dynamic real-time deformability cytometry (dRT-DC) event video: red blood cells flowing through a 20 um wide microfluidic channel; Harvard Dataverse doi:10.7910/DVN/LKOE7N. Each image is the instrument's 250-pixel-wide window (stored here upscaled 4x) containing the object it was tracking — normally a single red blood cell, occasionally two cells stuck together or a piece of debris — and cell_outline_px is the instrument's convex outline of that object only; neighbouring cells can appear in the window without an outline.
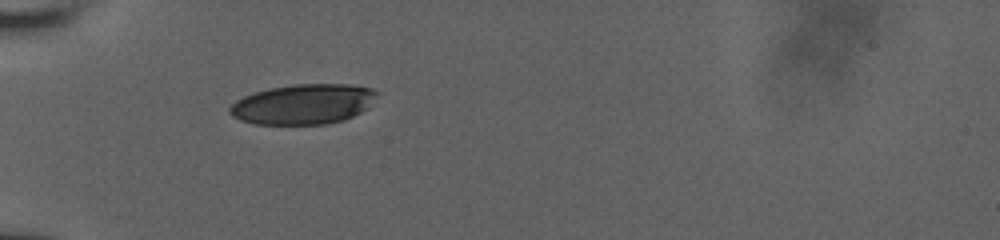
{"species": "human", "species_latin": "Homo sapiens", "temperature_condition": "room temperature", "stored_images_in_passage": 13, "camera_frame_rate_fps": 3000, "um_per_image_px": 0.085, "donor": {"sex": "male"}, "frame": {"image": 1, "passage_image": 1, "time_ms": 0.0, "image_size_px": [1000, 240], "cell_outline_px": [[380, 92], [368, 108], [344, 120], [324, 124], [256, 124], [240, 120], [232, 116], [228, 112], [228, 108], [236, 100], [252, 92], [268, 88], [292, 84], [352, 84], [372, 88]], "centroid_in_image_um": [25.78, 8.84], "position_along_channel_um": 59.2, "area_um2": 34.74}}
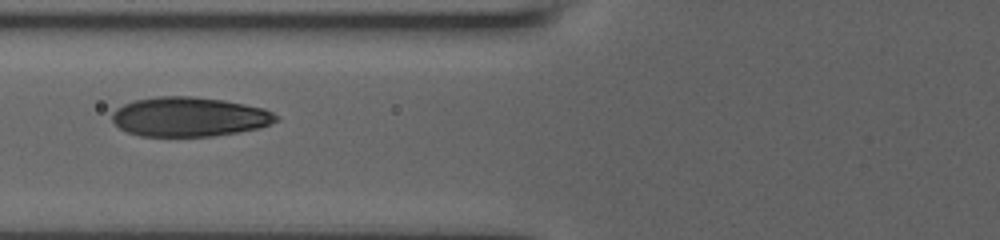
{"frame": {"image": 2, "passage_image": 8, "time_ms": 1.667, "image_size_px": [1000, 240], "cell_outline_px": [[280, 120], [256, 128], [236, 132], [212, 136], [140, 136], [128, 132], [120, 128], [112, 120], [112, 112], [116, 108], [124, 104], [136, 100], [156, 96], [192, 96], [224, 100], [264, 108], [280, 116]], "centroid_in_image_um": [16.08, 9.92], "position_along_channel_um": 109.7, "area_um2": 37.63}}
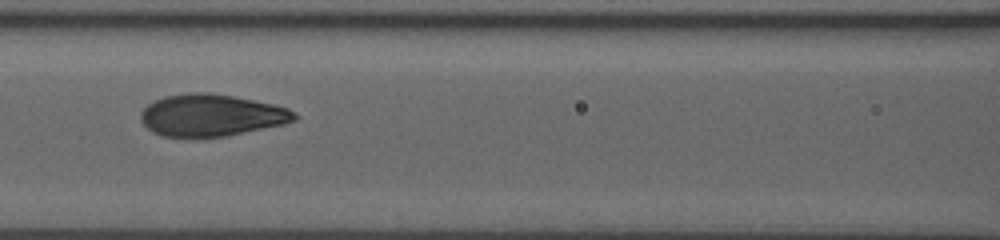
{"frame": {"image": 3, "passage_image": 12, "time_ms": 2.667, "image_size_px": [1000, 240], "cell_outline_px": [[300, 116], [296, 120], [284, 124], [224, 136], [196, 140], [164, 136], [152, 132], [140, 120], [140, 112], [148, 104], [164, 96], [188, 92], [212, 92], [272, 104], [288, 108], [296, 112]], "centroid_in_image_um": [17.94, 9.82], "position_along_channel_um": 148.7, "area_um2": 38.26}}